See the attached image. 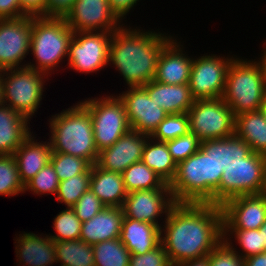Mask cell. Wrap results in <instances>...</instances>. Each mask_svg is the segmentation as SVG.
I'll use <instances>...</instances> for the list:
<instances>
[{
	"mask_svg": "<svg viewBox=\"0 0 266 266\" xmlns=\"http://www.w3.org/2000/svg\"><path fill=\"white\" fill-rule=\"evenodd\" d=\"M31 32L32 16L0 20V71L27 66Z\"/></svg>",
	"mask_w": 266,
	"mask_h": 266,
	"instance_id": "cell-13",
	"label": "cell"
},
{
	"mask_svg": "<svg viewBox=\"0 0 266 266\" xmlns=\"http://www.w3.org/2000/svg\"><path fill=\"white\" fill-rule=\"evenodd\" d=\"M95 266H128L131 252L120 237L93 245Z\"/></svg>",
	"mask_w": 266,
	"mask_h": 266,
	"instance_id": "cell-32",
	"label": "cell"
},
{
	"mask_svg": "<svg viewBox=\"0 0 266 266\" xmlns=\"http://www.w3.org/2000/svg\"><path fill=\"white\" fill-rule=\"evenodd\" d=\"M105 208L101 200L89 189L72 207L81 222L90 220Z\"/></svg>",
	"mask_w": 266,
	"mask_h": 266,
	"instance_id": "cell-41",
	"label": "cell"
},
{
	"mask_svg": "<svg viewBox=\"0 0 266 266\" xmlns=\"http://www.w3.org/2000/svg\"><path fill=\"white\" fill-rule=\"evenodd\" d=\"M259 229H261L262 247L266 251V220Z\"/></svg>",
	"mask_w": 266,
	"mask_h": 266,
	"instance_id": "cell-51",
	"label": "cell"
},
{
	"mask_svg": "<svg viewBox=\"0 0 266 266\" xmlns=\"http://www.w3.org/2000/svg\"><path fill=\"white\" fill-rule=\"evenodd\" d=\"M234 234V235H233ZM229 236V237H228ZM240 245L241 250L234 248L233 240ZM224 241L243 259L262 254L265 252L262 247L261 229H249V230H224ZM233 244V245H232ZM238 250V251H236Z\"/></svg>",
	"mask_w": 266,
	"mask_h": 266,
	"instance_id": "cell-33",
	"label": "cell"
},
{
	"mask_svg": "<svg viewBox=\"0 0 266 266\" xmlns=\"http://www.w3.org/2000/svg\"><path fill=\"white\" fill-rule=\"evenodd\" d=\"M216 54L193 57L189 87L194 100L217 99L223 97L227 70L235 58Z\"/></svg>",
	"mask_w": 266,
	"mask_h": 266,
	"instance_id": "cell-12",
	"label": "cell"
},
{
	"mask_svg": "<svg viewBox=\"0 0 266 266\" xmlns=\"http://www.w3.org/2000/svg\"><path fill=\"white\" fill-rule=\"evenodd\" d=\"M175 266H210L208 256L181 262Z\"/></svg>",
	"mask_w": 266,
	"mask_h": 266,
	"instance_id": "cell-49",
	"label": "cell"
},
{
	"mask_svg": "<svg viewBox=\"0 0 266 266\" xmlns=\"http://www.w3.org/2000/svg\"><path fill=\"white\" fill-rule=\"evenodd\" d=\"M104 96L79 101L91 115L98 152L112 146L131 130L125 107L117 94Z\"/></svg>",
	"mask_w": 266,
	"mask_h": 266,
	"instance_id": "cell-8",
	"label": "cell"
},
{
	"mask_svg": "<svg viewBox=\"0 0 266 266\" xmlns=\"http://www.w3.org/2000/svg\"><path fill=\"white\" fill-rule=\"evenodd\" d=\"M176 39L175 36L160 54L154 78L157 82L169 85L189 84L193 57L186 54L185 47Z\"/></svg>",
	"mask_w": 266,
	"mask_h": 266,
	"instance_id": "cell-19",
	"label": "cell"
},
{
	"mask_svg": "<svg viewBox=\"0 0 266 266\" xmlns=\"http://www.w3.org/2000/svg\"><path fill=\"white\" fill-rule=\"evenodd\" d=\"M59 180L57 174L49 162L44 166L32 179L25 184V193L33 192V194L44 195L49 194L56 195L59 186Z\"/></svg>",
	"mask_w": 266,
	"mask_h": 266,
	"instance_id": "cell-39",
	"label": "cell"
},
{
	"mask_svg": "<svg viewBox=\"0 0 266 266\" xmlns=\"http://www.w3.org/2000/svg\"><path fill=\"white\" fill-rule=\"evenodd\" d=\"M46 0H20L21 9L29 16L39 17L45 14Z\"/></svg>",
	"mask_w": 266,
	"mask_h": 266,
	"instance_id": "cell-47",
	"label": "cell"
},
{
	"mask_svg": "<svg viewBox=\"0 0 266 266\" xmlns=\"http://www.w3.org/2000/svg\"><path fill=\"white\" fill-rule=\"evenodd\" d=\"M265 160L266 156L251 152L241 162L223 169L219 183V205L240 195L264 193Z\"/></svg>",
	"mask_w": 266,
	"mask_h": 266,
	"instance_id": "cell-9",
	"label": "cell"
},
{
	"mask_svg": "<svg viewBox=\"0 0 266 266\" xmlns=\"http://www.w3.org/2000/svg\"><path fill=\"white\" fill-rule=\"evenodd\" d=\"M200 142L198 137L189 131L185 135L166 141V144L172 158L178 165L199 150Z\"/></svg>",
	"mask_w": 266,
	"mask_h": 266,
	"instance_id": "cell-40",
	"label": "cell"
},
{
	"mask_svg": "<svg viewBox=\"0 0 266 266\" xmlns=\"http://www.w3.org/2000/svg\"><path fill=\"white\" fill-rule=\"evenodd\" d=\"M265 42L263 44H266ZM263 49H264L263 51L261 50V52H263V54L262 53L260 54L261 56H260L259 60L257 59V62L260 64V67L262 69V73L264 74V76L266 78V47H264Z\"/></svg>",
	"mask_w": 266,
	"mask_h": 266,
	"instance_id": "cell-50",
	"label": "cell"
},
{
	"mask_svg": "<svg viewBox=\"0 0 266 266\" xmlns=\"http://www.w3.org/2000/svg\"><path fill=\"white\" fill-rule=\"evenodd\" d=\"M13 155H0V196H15L25 193Z\"/></svg>",
	"mask_w": 266,
	"mask_h": 266,
	"instance_id": "cell-34",
	"label": "cell"
},
{
	"mask_svg": "<svg viewBox=\"0 0 266 266\" xmlns=\"http://www.w3.org/2000/svg\"><path fill=\"white\" fill-rule=\"evenodd\" d=\"M222 211L224 230L259 229L266 220V193L233 197Z\"/></svg>",
	"mask_w": 266,
	"mask_h": 266,
	"instance_id": "cell-17",
	"label": "cell"
},
{
	"mask_svg": "<svg viewBox=\"0 0 266 266\" xmlns=\"http://www.w3.org/2000/svg\"><path fill=\"white\" fill-rule=\"evenodd\" d=\"M260 111L263 113L265 119H266V98L264 99L261 107H260Z\"/></svg>",
	"mask_w": 266,
	"mask_h": 266,
	"instance_id": "cell-53",
	"label": "cell"
},
{
	"mask_svg": "<svg viewBox=\"0 0 266 266\" xmlns=\"http://www.w3.org/2000/svg\"><path fill=\"white\" fill-rule=\"evenodd\" d=\"M189 132L187 113L168 114L150 136L153 140L166 142Z\"/></svg>",
	"mask_w": 266,
	"mask_h": 266,
	"instance_id": "cell-38",
	"label": "cell"
},
{
	"mask_svg": "<svg viewBox=\"0 0 266 266\" xmlns=\"http://www.w3.org/2000/svg\"><path fill=\"white\" fill-rule=\"evenodd\" d=\"M54 250L60 266H95L93 245L81 239L54 241Z\"/></svg>",
	"mask_w": 266,
	"mask_h": 266,
	"instance_id": "cell-30",
	"label": "cell"
},
{
	"mask_svg": "<svg viewBox=\"0 0 266 266\" xmlns=\"http://www.w3.org/2000/svg\"><path fill=\"white\" fill-rule=\"evenodd\" d=\"M89 189L105 207H122L127 196L122 173L104 170L96 163L91 166Z\"/></svg>",
	"mask_w": 266,
	"mask_h": 266,
	"instance_id": "cell-25",
	"label": "cell"
},
{
	"mask_svg": "<svg viewBox=\"0 0 266 266\" xmlns=\"http://www.w3.org/2000/svg\"><path fill=\"white\" fill-rule=\"evenodd\" d=\"M73 33L64 18L32 16L30 52L35 63L27 62V67L52 75L63 59H67Z\"/></svg>",
	"mask_w": 266,
	"mask_h": 266,
	"instance_id": "cell-5",
	"label": "cell"
},
{
	"mask_svg": "<svg viewBox=\"0 0 266 266\" xmlns=\"http://www.w3.org/2000/svg\"><path fill=\"white\" fill-rule=\"evenodd\" d=\"M160 229L148 222L124 217L120 239L131 254H144L160 244Z\"/></svg>",
	"mask_w": 266,
	"mask_h": 266,
	"instance_id": "cell-26",
	"label": "cell"
},
{
	"mask_svg": "<svg viewBox=\"0 0 266 266\" xmlns=\"http://www.w3.org/2000/svg\"><path fill=\"white\" fill-rule=\"evenodd\" d=\"M189 131L200 141L234 135L235 116L223 98L194 100L187 112Z\"/></svg>",
	"mask_w": 266,
	"mask_h": 266,
	"instance_id": "cell-10",
	"label": "cell"
},
{
	"mask_svg": "<svg viewBox=\"0 0 266 266\" xmlns=\"http://www.w3.org/2000/svg\"><path fill=\"white\" fill-rule=\"evenodd\" d=\"M161 223L160 243L172 266L208 256L224 240L221 205L175 203Z\"/></svg>",
	"mask_w": 266,
	"mask_h": 266,
	"instance_id": "cell-1",
	"label": "cell"
},
{
	"mask_svg": "<svg viewBox=\"0 0 266 266\" xmlns=\"http://www.w3.org/2000/svg\"><path fill=\"white\" fill-rule=\"evenodd\" d=\"M221 176L215 160L199 148L177 165L175 178L169 185L174 201L219 205Z\"/></svg>",
	"mask_w": 266,
	"mask_h": 266,
	"instance_id": "cell-3",
	"label": "cell"
},
{
	"mask_svg": "<svg viewBox=\"0 0 266 266\" xmlns=\"http://www.w3.org/2000/svg\"><path fill=\"white\" fill-rule=\"evenodd\" d=\"M54 235L48 236L53 241L78 240L81 235L82 222L70 207L59 212L53 222Z\"/></svg>",
	"mask_w": 266,
	"mask_h": 266,
	"instance_id": "cell-36",
	"label": "cell"
},
{
	"mask_svg": "<svg viewBox=\"0 0 266 266\" xmlns=\"http://www.w3.org/2000/svg\"><path fill=\"white\" fill-rule=\"evenodd\" d=\"M127 89L117 96L123 102L131 130L151 136L168 113L151 100L142 86Z\"/></svg>",
	"mask_w": 266,
	"mask_h": 266,
	"instance_id": "cell-15",
	"label": "cell"
},
{
	"mask_svg": "<svg viewBox=\"0 0 266 266\" xmlns=\"http://www.w3.org/2000/svg\"><path fill=\"white\" fill-rule=\"evenodd\" d=\"M210 266H244V259L224 240L208 255Z\"/></svg>",
	"mask_w": 266,
	"mask_h": 266,
	"instance_id": "cell-42",
	"label": "cell"
},
{
	"mask_svg": "<svg viewBox=\"0 0 266 266\" xmlns=\"http://www.w3.org/2000/svg\"><path fill=\"white\" fill-rule=\"evenodd\" d=\"M0 77L5 105L31 121L43 100L48 75L25 66L2 70Z\"/></svg>",
	"mask_w": 266,
	"mask_h": 266,
	"instance_id": "cell-7",
	"label": "cell"
},
{
	"mask_svg": "<svg viewBox=\"0 0 266 266\" xmlns=\"http://www.w3.org/2000/svg\"><path fill=\"white\" fill-rule=\"evenodd\" d=\"M30 121L7 105L0 106V155H13L30 136Z\"/></svg>",
	"mask_w": 266,
	"mask_h": 266,
	"instance_id": "cell-24",
	"label": "cell"
},
{
	"mask_svg": "<svg viewBox=\"0 0 266 266\" xmlns=\"http://www.w3.org/2000/svg\"><path fill=\"white\" fill-rule=\"evenodd\" d=\"M234 134L243 139L252 152L266 156V119L260 110L235 116Z\"/></svg>",
	"mask_w": 266,
	"mask_h": 266,
	"instance_id": "cell-28",
	"label": "cell"
},
{
	"mask_svg": "<svg viewBox=\"0 0 266 266\" xmlns=\"http://www.w3.org/2000/svg\"><path fill=\"white\" fill-rule=\"evenodd\" d=\"M175 203L170 188H153L127 193L121 208L124 217L161 228L158 219L166 217Z\"/></svg>",
	"mask_w": 266,
	"mask_h": 266,
	"instance_id": "cell-14",
	"label": "cell"
},
{
	"mask_svg": "<svg viewBox=\"0 0 266 266\" xmlns=\"http://www.w3.org/2000/svg\"><path fill=\"white\" fill-rule=\"evenodd\" d=\"M30 136L14 152L20 179L25 185L44 166L50 162L52 153L50 141H35V135Z\"/></svg>",
	"mask_w": 266,
	"mask_h": 266,
	"instance_id": "cell-22",
	"label": "cell"
},
{
	"mask_svg": "<svg viewBox=\"0 0 266 266\" xmlns=\"http://www.w3.org/2000/svg\"><path fill=\"white\" fill-rule=\"evenodd\" d=\"M127 193L153 188H170L163 180L142 161L133 163L122 172Z\"/></svg>",
	"mask_w": 266,
	"mask_h": 266,
	"instance_id": "cell-31",
	"label": "cell"
},
{
	"mask_svg": "<svg viewBox=\"0 0 266 266\" xmlns=\"http://www.w3.org/2000/svg\"><path fill=\"white\" fill-rule=\"evenodd\" d=\"M4 95H3V88H2V82L0 77V106L4 105Z\"/></svg>",
	"mask_w": 266,
	"mask_h": 266,
	"instance_id": "cell-52",
	"label": "cell"
},
{
	"mask_svg": "<svg viewBox=\"0 0 266 266\" xmlns=\"http://www.w3.org/2000/svg\"><path fill=\"white\" fill-rule=\"evenodd\" d=\"M141 161L152 169L164 183L170 185L174 180L177 164L166 142L156 141L149 137L145 143Z\"/></svg>",
	"mask_w": 266,
	"mask_h": 266,
	"instance_id": "cell-29",
	"label": "cell"
},
{
	"mask_svg": "<svg viewBox=\"0 0 266 266\" xmlns=\"http://www.w3.org/2000/svg\"><path fill=\"white\" fill-rule=\"evenodd\" d=\"M52 152L64 153L95 164L99 152L94 140L92 118L80 103L54 114L49 119Z\"/></svg>",
	"mask_w": 266,
	"mask_h": 266,
	"instance_id": "cell-4",
	"label": "cell"
},
{
	"mask_svg": "<svg viewBox=\"0 0 266 266\" xmlns=\"http://www.w3.org/2000/svg\"><path fill=\"white\" fill-rule=\"evenodd\" d=\"M50 163L59 181H64L72 176L85 173L92 166L83 158L58 152L51 153Z\"/></svg>",
	"mask_w": 266,
	"mask_h": 266,
	"instance_id": "cell-37",
	"label": "cell"
},
{
	"mask_svg": "<svg viewBox=\"0 0 266 266\" xmlns=\"http://www.w3.org/2000/svg\"><path fill=\"white\" fill-rule=\"evenodd\" d=\"M64 19L74 32H113L123 23L110 9L108 0H76Z\"/></svg>",
	"mask_w": 266,
	"mask_h": 266,
	"instance_id": "cell-16",
	"label": "cell"
},
{
	"mask_svg": "<svg viewBox=\"0 0 266 266\" xmlns=\"http://www.w3.org/2000/svg\"><path fill=\"white\" fill-rule=\"evenodd\" d=\"M264 193H266V160H265V189H264Z\"/></svg>",
	"mask_w": 266,
	"mask_h": 266,
	"instance_id": "cell-54",
	"label": "cell"
},
{
	"mask_svg": "<svg viewBox=\"0 0 266 266\" xmlns=\"http://www.w3.org/2000/svg\"><path fill=\"white\" fill-rule=\"evenodd\" d=\"M244 266H266V251L244 259Z\"/></svg>",
	"mask_w": 266,
	"mask_h": 266,
	"instance_id": "cell-48",
	"label": "cell"
},
{
	"mask_svg": "<svg viewBox=\"0 0 266 266\" xmlns=\"http://www.w3.org/2000/svg\"><path fill=\"white\" fill-rule=\"evenodd\" d=\"M112 32H74L69 43L68 66L81 73H96L108 65Z\"/></svg>",
	"mask_w": 266,
	"mask_h": 266,
	"instance_id": "cell-11",
	"label": "cell"
},
{
	"mask_svg": "<svg viewBox=\"0 0 266 266\" xmlns=\"http://www.w3.org/2000/svg\"><path fill=\"white\" fill-rule=\"evenodd\" d=\"M200 149L215 160L219 173H223L227 166L241 162L252 152L250 146L235 134L227 138L201 141Z\"/></svg>",
	"mask_w": 266,
	"mask_h": 266,
	"instance_id": "cell-27",
	"label": "cell"
},
{
	"mask_svg": "<svg viewBox=\"0 0 266 266\" xmlns=\"http://www.w3.org/2000/svg\"><path fill=\"white\" fill-rule=\"evenodd\" d=\"M123 25L112 32L108 65L128 87L143 86L154 80L160 54L174 35Z\"/></svg>",
	"mask_w": 266,
	"mask_h": 266,
	"instance_id": "cell-2",
	"label": "cell"
},
{
	"mask_svg": "<svg viewBox=\"0 0 266 266\" xmlns=\"http://www.w3.org/2000/svg\"><path fill=\"white\" fill-rule=\"evenodd\" d=\"M149 137L130 130L112 146L99 151L96 164L104 170L122 173L133 163L141 161L143 149Z\"/></svg>",
	"mask_w": 266,
	"mask_h": 266,
	"instance_id": "cell-18",
	"label": "cell"
},
{
	"mask_svg": "<svg viewBox=\"0 0 266 266\" xmlns=\"http://www.w3.org/2000/svg\"><path fill=\"white\" fill-rule=\"evenodd\" d=\"M76 0H46L44 18H65Z\"/></svg>",
	"mask_w": 266,
	"mask_h": 266,
	"instance_id": "cell-44",
	"label": "cell"
},
{
	"mask_svg": "<svg viewBox=\"0 0 266 266\" xmlns=\"http://www.w3.org/2000/svg\"><path fill=\"white\" fill-rule=\"evenodd\" d=\"M222 98L234 116L260 110L266 98V78L256 59H240L236 56L232 60Z\"/></svg>",
	"mask_w": 266,
	"mask_h": 266,
	"instance_id": "cell-6",
	"label": "cell"
},
{
	"mask_svg": "<svg viewBox=\"0 0 266 266\" xmlns=\"http://www.w3.org/2000/svg\"><path fill=\"white\" fill-rule=\"evenodd\" d=\"M46 235V236H45ZM23 232L14 238L18 265L52 266L56 264L54 241L47 234ZM23 263V264H21Z\"/></svg>",
	"mask_w": 266,
	"mask_h": 266,
	"instance_id": "cell-20",
	"label": "cell"
},
{
	"mask_svg": "<svg viewBox=\"0 0 266 266\" xmlns=\"http://www.w3.org/2000/svg\"><path fill=\"white\" fill-rule=\"evenodd\" d=\"M139 1L140 0H108V4L112 12L122 21L126 19L130 10L136 6Z\"/></svg>",
	"mask_w": 266,
	"mask_h": 266,
	"instance_id": "cell-46",
	"label": "cell"
},
{
	"mask_svg": "<svg viewBox=\"0 0 266 266\" xmlns=\"http://www.w3.org/2000/svg\"><path fill=\"white\" fill-rule=\"evenodd\" d=\"M90 178L91 167L85 173L60 181L56 193V200L59 203H64L65 207L72 208L78 199L89 190Z\"/></svg>",
	"mask_w": 266,
	"mask_h": 266,
	"instance_id": "cell-35",
	"label": "cell"
},
{
	"mask_svg": "<svg viewBox=\"0 0 266 266\" xmlns=\"http://www.w3.org/2000/svg\"><path fill=\"white\" fill-rule=\"evenodd\" d=\"M26 15L21 9L20 0H0V20L17 19Z\"/></svg>",
	"mask_w": 266,
	"mask_h": 266,
	"instance_id": "cell-45",
	"label": "cell"
},
{
	"mask_svg": "<svg viewBox=\"0 0 266 266\" xmlns=\"http://www.w3.org/2000/svg\"><path fill=\"white\" fill-rule=\"evenodd\" d=\"M128 266H172L167 252L160 243L153 250L144 254H131Z\"/></svg>",
	"mask_w": 266,
	"mask_h": 266,
	"instance_id": "cell-43",
	"label": "cell"
},
{
	"mask_svg": "<svg viewBox=\"0 0 266 266\" xmlns=\"http://www.w3.org/2000/svg\"><path fill=\"white\" fill-rule=\"evenodd\" d=\"M124 219L121 207H105L90 220L82 222V241L94 245L102 241L113 240L121 235Z\"/></svg>",
	"mask_w": 266,
	"mask_h": 266,
	"instance_id": "cell-21",
	"label": "cell"
},
{
	"mask_svg": "<svg viewBox=\"0 0 266 266\" xmlns=\"http://www.w3.org/2000/svg\"><path fill=\"white\" fill-rule=\"evenodd\" d=\"M142 87L168 114L187 113L194 102L189 84L169 85L152 80Z\"/></svg>",
	"mask_w": 266,
	"mask_h": 266,
	"instance_id": "cell-23",
	"label": "cell"
}]
</instances>
